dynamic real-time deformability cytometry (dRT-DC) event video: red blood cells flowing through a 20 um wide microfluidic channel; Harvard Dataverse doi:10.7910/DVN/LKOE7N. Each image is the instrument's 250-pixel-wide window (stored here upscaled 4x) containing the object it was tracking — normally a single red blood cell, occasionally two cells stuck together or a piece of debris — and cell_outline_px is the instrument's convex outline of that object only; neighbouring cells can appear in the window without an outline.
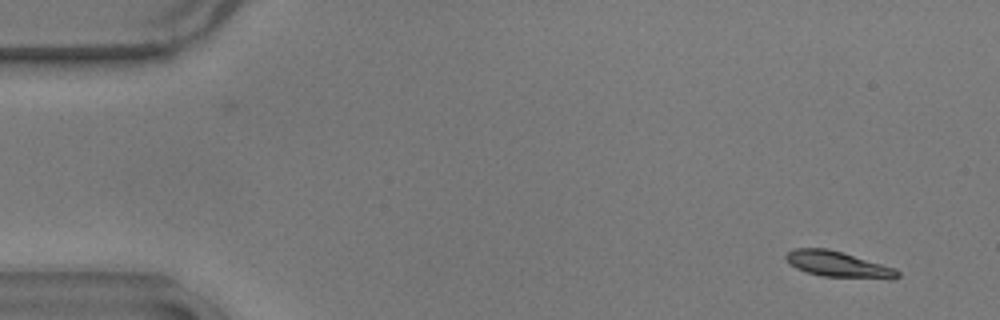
{"species": "common noctule bat (a hibernating species)", "species_latin": "Nyctalus noctula", "temperature_condition": "warm", "stored_images_in_passage": 55, "camera_frame_rate_fps": 3000, "um_per_image_px": 0.085, "animal": {"sex": "male", "body_mass_g": 17.9}, "frame": {"image": 1, "passage_image": 3, "time_ms": 0.667, "image_size_px": [1000, 320], "cell_outline_px": [[900, 276], [892, 280], [820, 276], [796, 268], [784, 256], [788, 252], [796, 248], [828, 248], [844, 252], [896, 268], [900, 272]], "centroid_in_image_um": [71.33, 22.48], "position_along_channel_um": 13.7, "area_um2": 17.05}}
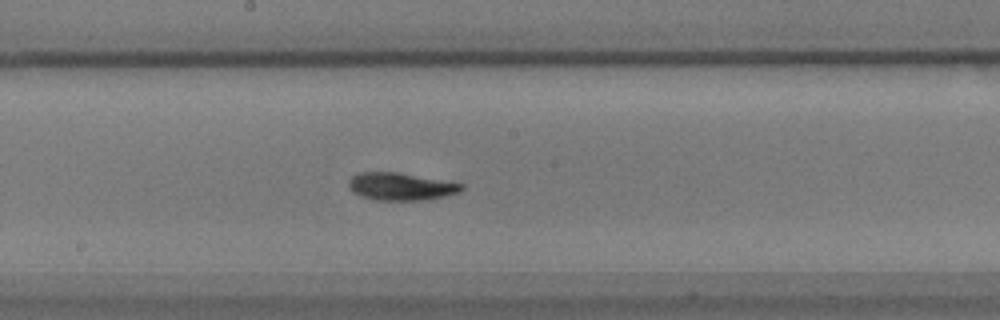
{"frame": {"image": 2, "passage_image": 29, "time_ms": 9.333, "image_size_px": [1000, 320], "cell_outline_px": [[464, 188], [460, 192], [444, 196], [420, 200], [376, 200], [360, 196], [352, 192], [348, 188], [348, 180], [352, 176], [360, 172], [400, 172], [464, 184]], "centroid_in_image_um": [34.03, 15.84], "position_along_channel_um": 214.2, "area_um2": 18.21}}
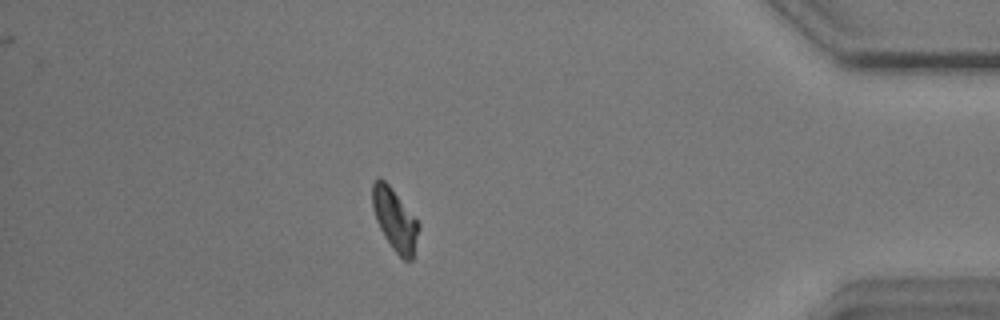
{"frame": {"image": 3, "passage_image": 48, "time_ms": 15.667, "image_size_px": [1000, 320], "cell_outline_px": [[420, 228], [412, 260], [404, 260], [392, 248], [384, 236], [376, 220], [372, 208], [372, 184], [380, 176], [388, 184], [420, 224]], "centroid_in_image_um": [33.55, 18.68], "position_along_channel_um": 401.6, "area_um2": 16.53}, "authors_computed_cell_mechanics": {"area_um2": 17.2822, "velocity_mm_per_s": 3.6138, "shape_relaxation_time_tau1_ms": 5.0792, "shape_relaxation_time_tau2_ms": 5.1409, "deformation_change_tau1": 0.1494, "deformation_change_tau2": 0.0732}}